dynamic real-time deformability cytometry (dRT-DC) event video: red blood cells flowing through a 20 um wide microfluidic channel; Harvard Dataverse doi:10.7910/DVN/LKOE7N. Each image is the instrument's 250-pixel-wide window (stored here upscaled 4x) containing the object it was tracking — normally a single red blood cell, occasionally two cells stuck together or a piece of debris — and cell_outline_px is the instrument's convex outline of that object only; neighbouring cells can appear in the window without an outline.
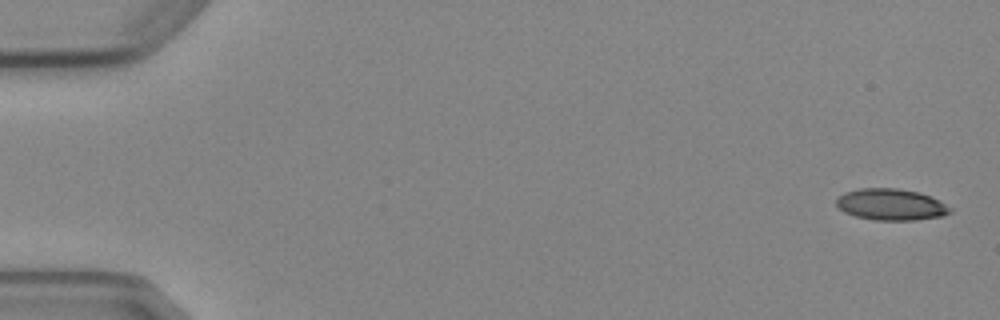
{"species": "Egyptian fruit bat (a non-hibernating species)", "species_latin": "Rousettus aegyptiacus", "temperature_condition": "cold", "stored_images_in_passage": 4, "camera_frame_rate_fps": 3000, "um_per_image_px": 0.085, "animal": {"sex": "female"}, "frame": {"image": 1, "passage_image": 1, "time_ms": 0.0, "image_size_px": [1000, 320], "cell_outline_px": [[952, 212], [940, 216], [916, 220], [876, 220], [856, 216], [844, 212], [836, 204], [836, 200], [844, 192], [860, 188], [896, 188], [920, 192], [932, 196], [940, 200], [952, 208]], "centroid_in_image_um": [75.76, 17.37], "position_along_channel_um": 9.2, "area_um2": 20.92}}